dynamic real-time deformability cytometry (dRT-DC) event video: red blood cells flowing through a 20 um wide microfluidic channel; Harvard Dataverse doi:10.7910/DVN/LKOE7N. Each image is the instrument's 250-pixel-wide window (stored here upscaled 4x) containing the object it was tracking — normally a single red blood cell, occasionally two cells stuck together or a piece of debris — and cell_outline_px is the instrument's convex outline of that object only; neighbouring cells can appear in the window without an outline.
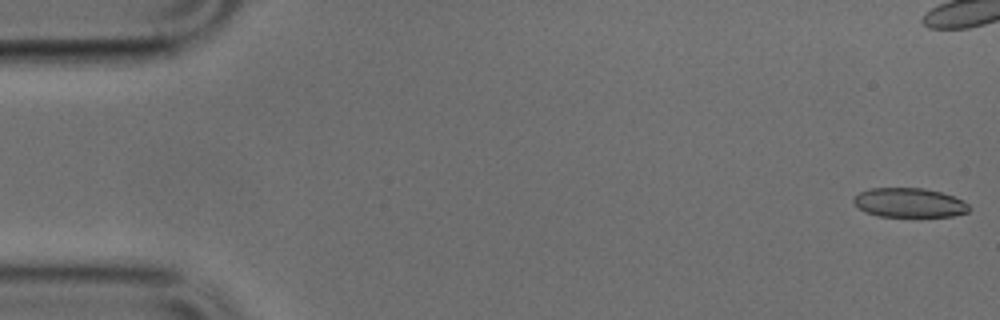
{"species": "common noctule bat (a hibernating species)", "species_latin": "Nyctalus noctula", "temperature_condition": "cold", "stored_images_in_passage": 21, "camera_frame_rate_fps": 3000, "um_per_image_px": 0.085, "animal": {"sex": "male", "body_mass_g": 17.9, "forearm_length_mm": 54.2}, "frame": {"image": 1, "passage_image": 1, "time_ms": 0.0, "image_size_px": [1000, 320], "cell_outline_px": [[968, 212], [952, 216], [880, 216], [868, 212], [860, 208], [852, 200], [860, 192], [872, 188], [924, 188], [940, 192], [964, 200], [968, 204]], "centroid_in_image_um": [77.32, 17.22], "position_along_channel_um": 7.7, "area_um2": 19.36}}
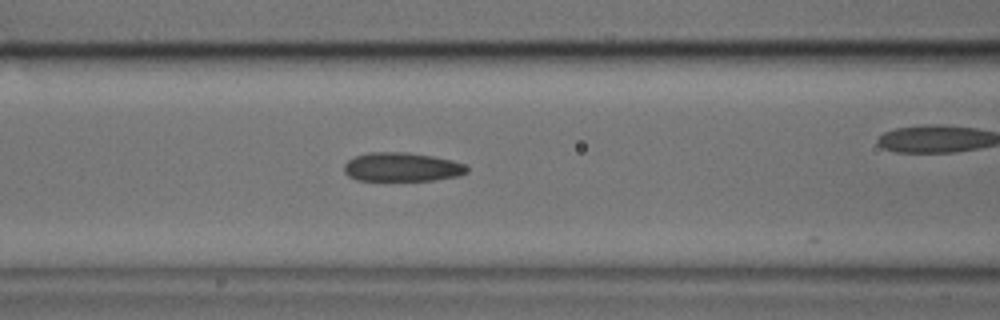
{"frame": {"image": 2, "passage_image": 20, "time_ms": 6.333, "image_size_px": [1000, 320], "cell_outline_px": [[468, 172], [460, 176], [436, 180], [356, 180], [348, 176], [344, 172], [344, 164], [348, 160], [356, 156], [368, 152], [408, 152], [432, 156], [452, 160], [464, 164], [468, 168]], "centroid_in_image_um": [34.17, 14.2], "position_along_channel_um": 132.4, "area_um2": 20.81}}